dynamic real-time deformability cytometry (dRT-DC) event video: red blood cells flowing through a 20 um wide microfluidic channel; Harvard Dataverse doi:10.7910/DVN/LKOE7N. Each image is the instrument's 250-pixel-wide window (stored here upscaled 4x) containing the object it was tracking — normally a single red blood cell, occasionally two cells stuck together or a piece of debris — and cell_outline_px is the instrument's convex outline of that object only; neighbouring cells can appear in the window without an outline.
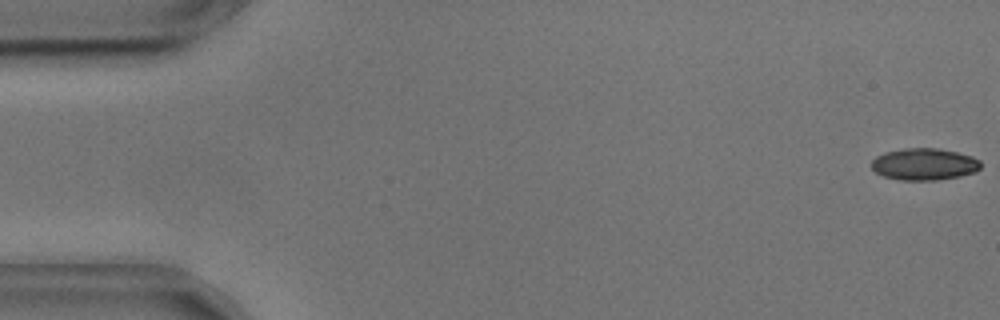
{"species": "common noctule bat (a hibernating species)", "species_latin": "Nyctalus noctula", "temperature_condition": "cold", "stored_images_in_passage": 45, "camera_frame_rate_fps": 3000, "um_per_image_px": 0.085, "animal": {"sex": "male", "body_mass_g": 17.9, "forearm_length_mm": 54.2}, "frame": {"image": 1, "passage_image": 1, "time_ms": 0.0, "image_size_px": [1000, 320], "cell_outline_px": [[980, 168], [976, 172], [960, 176], [936, 180], [900, 180], [884, 176], [876, 172], [872, 168], [872, 160], [876, 156], [884, 152], [904, 148], [936, 148], [956, 152], [972, 156], [980, 160]], "centroid_in_image_um": [78.56, 13.95], "position_along_channel_um": 6.4, "area_um2": 20.29}}
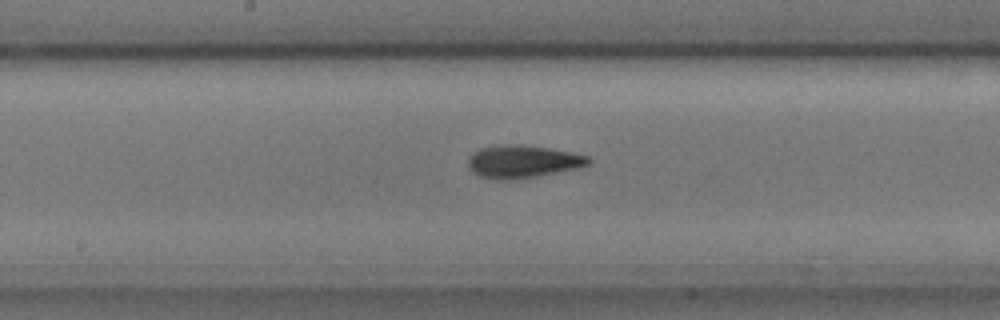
{"frame": {"image": 2, "passage_image": 28, "time_ms": 9.0, "image_size_px": [1000, 320], "cell_outline_px": [[592, 164], [576, 168], [536, 176], [508, 180], [492, 180], [480, 176], [472, 172], [468, 168], [468, 160], [480, 148], [516, 144], [520, 144], [568, 152], [588, 156], [592, 160]], "centroid_in_image_um": [44.42, 13.75], "position_along_channel_um": 203.8, "area_um2": 22.48}}
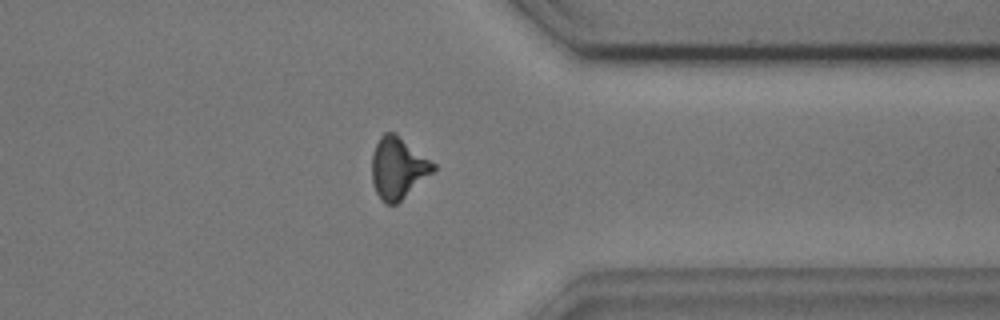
{"frame": {"image": 3, "passage_image": 43, "time_ms": 14.0, "image_size_px": [1000, 320], "cell_outline_px": [[436, 168], [432, 172], [396, 204], [384, 204], [380, 200], [372, 184], [372, 152], [380, 136], [384, 132], [396, 132], [436, 164]], "centroid_in_image_um": [33.8, 14.25], "position_along_channel_um": 377.6, "area_um2": 22.02}}